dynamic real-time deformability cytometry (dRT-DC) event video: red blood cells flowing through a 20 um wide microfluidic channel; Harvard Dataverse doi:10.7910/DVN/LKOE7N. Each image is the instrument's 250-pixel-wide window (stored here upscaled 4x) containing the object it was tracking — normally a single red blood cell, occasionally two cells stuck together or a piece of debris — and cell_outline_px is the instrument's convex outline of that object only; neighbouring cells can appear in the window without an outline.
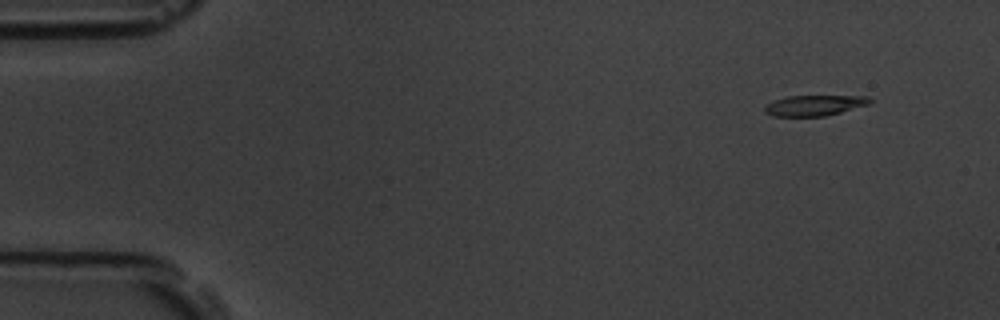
{"species": "common noctule bat (a hibernating species)", "species_latin": "Nyctalus noctula", "temperature_condition": "room temperature", "stored_images_in_passage": 5, "camera_frame_rate_fps": 3000, "um_per_image_px": 0.085, "animal": {"sex": "male", "body_mass_g": 19.5, "forearm_length_mm": 54.6}, "frame": {"image": 1, "passage_image": 2, "time_ms": 0.333, "image_size_px": [1000, 320], "cell_outline_px": [[872, 104], [824, 116], [772, 116], [764, 112], [764, 104], [788, 96], [868, 96], [872, 100]], "centroid_in_image_um": [69.23, 8.96], "position_along_channel_um": 15.8, "area_um2": 12.66}}
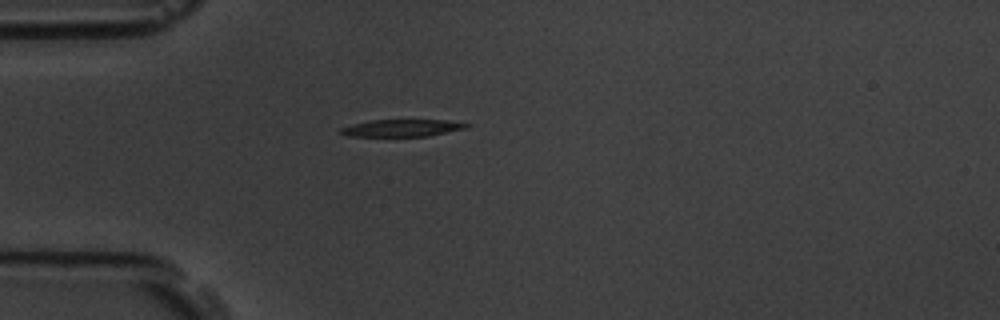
{"frame": {"image": 2, "passage_image": 5, "time_ms": 1.333, "image_size_px": [1000, 320], "cell_outline_px": [[472, 124], [468, 128], [428, 136], [348, 136], [340, 132], [340, 128], [352, 124], [372, 120], [448, 120]], "centroid_in_image_um": [34.22, 10.87], "position_along_channel_um": 50.8, "area_um2": 12.54}}